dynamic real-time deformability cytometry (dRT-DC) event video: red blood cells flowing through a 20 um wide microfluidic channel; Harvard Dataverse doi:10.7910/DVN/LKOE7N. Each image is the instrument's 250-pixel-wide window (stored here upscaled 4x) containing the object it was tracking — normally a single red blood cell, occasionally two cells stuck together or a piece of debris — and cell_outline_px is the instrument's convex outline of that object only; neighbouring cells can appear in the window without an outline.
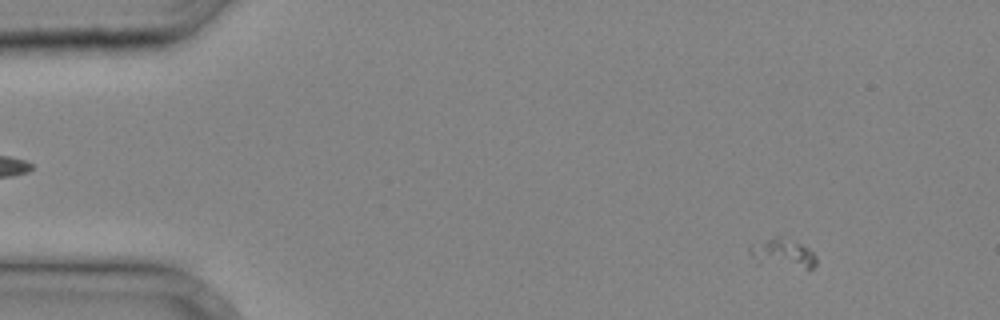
{"species": "common noctule bat (a hibernating species)", "species_latin": "Nyctalus noctula", "temperature_condition": "cold", "stored_images_in_passage": 34, "camera_frame_rate_fps": 3000, "um_per_image_px": 0.085, "animal": {"sex": "male", "body_mass_g": 20.4}, "frame": {"image": 1, "passage_image": 1, "time_ms": 0.0, "image_size_px": [1000, 320], "cell_outline_px": [[816, 264], [812, 268], [808, 268], [756, 264], [748, 248], [748, 244], [772, 236], [780, 236], [800, 244], [808, 248], [816, 256]], "centroid_in_image_um": [66.44, 21.51], "position_along_channel_um": 18.6, "area_um2": 11.44}}
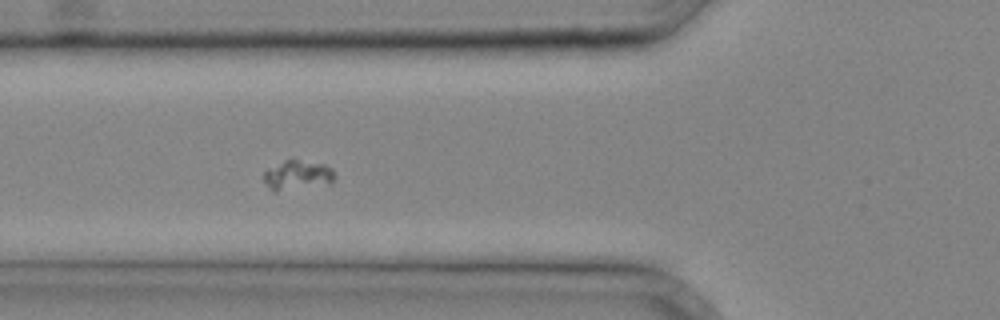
{"frame": {"image": 2, "passage_image": 11, "time_ms": 3.333, "image_size_px": [1000, 320], "cell_outline_px": [[336, 176], [332, 184], [276, 192], [272, 192], [264, 180], [264, 172], [284, 160], [296, 160], [324, 164], [332, 168]], "centroid_in_image_um": [25.33, 14.93], "position_along_channel_um": 100.5, "area_um2": 12.37}}
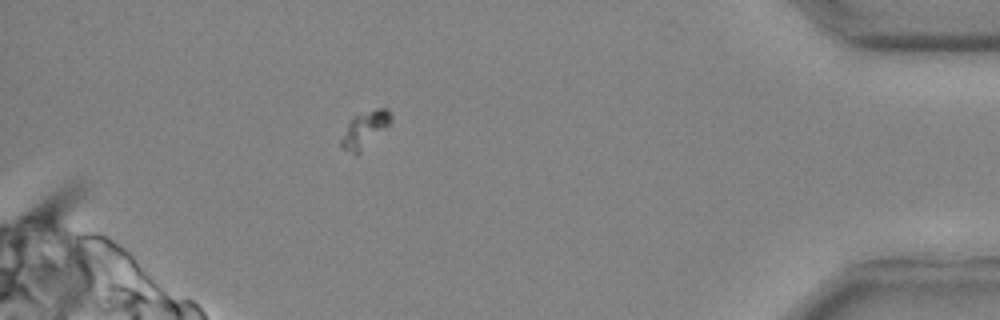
{"frame": {"image": 3, "passage_image": 31, "time_ms": 10.0, "image_size_px": [1000, 320], "cell_outline_px": [[392, 120], [356, 156], [340, 148], [340, 140], [348, 124], [356, 116], [376, 108], [388, 108], [392, 112]], "centroid_in_image_um": [30.99, 11.02], "position_along_channel_um": 404.2, "area_um2": 10.17}}